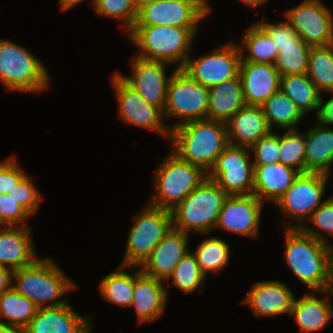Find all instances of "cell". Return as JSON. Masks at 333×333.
Masks as SVG:
<instances>
[{
  "mask_svg": "<svg viewBox=\"0 0 333 333\" xmlns=\"http://www.w3.org/2000/svg\"><path fill=\"white\" fill-rule=\"evenodd\" d=\"M173 152L201 167L206 173L228 145L224 122L199 119L180 124L170 131Z\"/></svg>",
  "mask_w": 333,
  "mask_h": 333,
  "instance_id": "cell-1",
  "label": "cell"
},
{
  "mask_svg": "<svg viewBox=\"0 0 333 333\" xmlns=\"http://www.w3.org/2000/svg\"><path fill=\"white\" fill-rule=\"evenodd\" d=\"M13 283L16 285L12 287L38 308L68 304L67 298L61 297L68 291L78 289L74 281L49 257L38 258L33 264L14 270Z\"/></svg>",
  "mask_w": 333,
  "mask_h": 333,
  "instance_id": "cell-2",
  "label": "cell"
},
{
  "mask_svg": "<svg viewBox=\"0 0 333 333\" xmlns=\"http://www.w3.org/2000/svg\"><path fill=\"white\" fill-rule=\"evenodd\" d=\"M197 29L168 25L133 26L128 37L138 48L137 57L170 66L177 62L176 68L182 69L190 56Z\"/></svg>",
  "mask_w": 333,
  "mask_h": 333,
  "instance_id": "cell-3",
  "label": "cell"
},
{
  "mask_svg": "<svg viewBox=\"0 0 333 333\" xmlns=\"http://www.w3.org/2000/svg\"><path fill=\"white\" fill-rule=\"evenodd\" d=\"M41 200V193L16 157L0 162V226L27 227L25 220L38 210Z\"/></svg>",
  "mask_w": 333,
  "mask_h": 333,
  "instance_id": "cell-4",
  "label": "cell"
},
{
  "mask_svg": "<svg viewBox=\"0 0 333 333\" xmlns=\"http://www.w3.org/2000/svg\"><path fill=\"white\" fill-rule=\"evenodd\" d=\"M284 233L289 269L312 291H321L333 260V246L316 240L300 228H284Z\"/></svg>",
  "mask_w": 333,
  "mask_h": 333,
  "instance_id": "cell-5",
  "label": "cell"
},
{
  "mask_svg": "<svg viewBox=\"0 0 333 333\" xmlns=\"http://www.w3.org/2000/svg\"><path fill=\"white\" fill-rule=\"evenodd\" d=\"M228 194L206 177L184 200L171 209L172 228L189 234L210 233Z\"/></svg>",
  "mask_w": 333,
  "mask_h": 333,
  "instance_id": "cell-6",
  "label": "cell"
},
{
  "mask_svg": "<svg viewBox=\"0 0 333 333\" xmlns=\"http://www.w3.org/2000/svg\"><path fill=\"white\" fill-rule=\"evenodd\" d=\"M163 159L154 174L156 190L152 192L148 204L171 210L202 183L207 173L201 167L181 159L173 151Z\"/></svg>",
  "mask_w": 333,
  "mask_h": 333,
  "instance_id": "cell-7",
  "label": "cell"
},
{
  "mask_svg": "<svg viewBox=\"0 0 333 333\" xmlns=\"http://www.w3.org/2000/svg\"><path fill=\"white\" fill-rule=\"evenodd\" d=\"M43 63L23 46L0 38V82L7 90L41 92L50 84Z\"/></svg>",
  "mask_w": 333,
  "mask_h": 333,
  "instance_id": "cell-8",
  "label": "cell"
},
{
  "mask_svg": "<svg viewBox=\"0 0 333 333\" xmlns=\"http://www.w3.org/2000/svg\"><path fill=\"white\" fill-rule=\"evenodd\" d=\"M126 242L123 266L139 267L172 228L171 210L146 204L133 219Z\"/></svg>",
  "mask_w": 333,
  "mask_h": 333,
  "instance_id": "cell-9",
  "label": "cell"
},
{
  "mask_svg": "<svg viewBox=\"0 0 333 333\" xmlns=\"http://www.w3.org/2000/svg\"><path fill=\"white\" fill-rule=\"evenodd\" d=\"M209 88L193 80L183 69L174 68L168 85L164 119L178 118L174 127L193 120L206 119Z\"/></svg>",
  "mask_w": 333,
  "mask_h": 333,
  "instance_id": "cell-10",
  "label": "cell"
},
{
  "mask_svg": "<svg viewBox=\"0 0 333 333\" xmlns=\"http://www.w3.org/2000/svg\"><path fill=\"white\" fill-rule=\"evenodd\" d=\"M330 175L320 172L299 173L291 187L276 201L280 213L291 217L297 224L284 223V228H300L311 214L321 206Z\"/></svg>",
  "mask_w": 333,
  "mask_h": 333,
  "instance_id": "cell-11",
  "label": "cell"
},
{
  "mask_svg": "<svg viewBox=\"0 0 333 333\" xmlns=\"http://www.w3.org/2000/svg\"><path fill=\"white\" fill-rule=\"evenodd\" d=\"M250 148L228 144L207 173L228 195H250L254 188V165Z\"/></svg>",
  "mask_w": 333,
  "mask_h": 333,
  "instance_id": "cell-12",
  "label": "cell"
},
{
  "mask_svg": "<svg viewBox=\"0 0 333 333\" xmlns=\"http://www.w3.org/2000/svg\"><path fill=\"white\" fill-rule=\"evenodd\" d=\"M137 4L134 26L198 27L199 21L211 12L207 0H161Z\"/></svg>",
  "mask_w": 333,
  "mask_h": 333,
  "instance_id": "cell-13",
  "label": "cell"
},
{
  "mask_svg": "<svg viewBox=\"0 0 333 333\" xmlns=\"http://www.w3.org/2000/svg\"><path fill=\"white\" fill-rule=\"evenodd\" d=\"M241 62L238 43L231 40L197 58L188 57L182 69L202 86L210 88L239 75Z\"/></svg>",
  "mask_w": 333,
  "mask_h": 333,
  "instance_id": "cell-14",
  "label": "cell"
},
{
  "mask_svg": "<svg viewBox=\"0 0 333 333\" xmlns=\"http://www.w3.org/2000/svg\"><path fill=\"white\" fill-rule=\"evenodd\" d=\"M283 14L306 44L311 47L333 44V13L320 0H304Z\"/></svg>",
  "mask_w": 333,
  "mask_h": 333,
  "instance_id": "cell-15",
  "label": "cell"
},
{
  "mask_svg": "<svg viewBox=\"0 0 333 333\" xmlns=\"http://www.w3.org/2000/svg\"><path fill=\"white\" fill-rule=\"evenodd\" d=\"M111 76V84L118 103V116L122 121L136 127L160 132L170 139V126H165L162 122L163 112L158 107L147 103L116 72Z\"/></svg>",
  "mask_w": 333,
  "mask_h": 333,
  "instance_id": "cell-16",
  "label": "cell"
},
{
  "mask_svg": "<svg viewBox=\"0 0 333 333\" xmlns=\"http://www.w3.org/2000/svg\"><path fill=\"white\" fill-rule=\"evenodd\" d=\"M132 76L116 72L120 78L147 103L158 107L162 112L167 101L168 85L171 78L166 75L167 63L152 61L134 56L131 60Z\"/></svg>",
  "mask_w": 333,
  "mask_h": 333,
  "instance_id": "cell-17",
  "label": "cell"
},
{
  "mask_svg": "<svg viewBox=\"0 0 333 333\" xmlns=\"http://www.w3.org/2000/svg\"><path fill=\"white\" fill-rule=\"evenodd\" d=\"M263 205L264 203L254 194L228 195L219 213L215 228L256 238Z\"/></svg>",
  "mask_w": 333,
  "mask_h": 333,
  "instance_id": "cell-18",
  "label": "cell"
},
{
  "mask_svg": "<svg viewBox=\"0 0 333 333\" xmlns=\"http://www.w3.org/2000/svg\"><path fill=\"white\" fill-rule=\"evenodd\" d=\"M189 234L171 228L138 267L144 274L166 281L176 265L189 252Z\"/></svg>",
  "mask_w": 333,
  "mask_h": 333,
  "instance_id": "cell-19",
  "label": "cell"
},
{
  "mask_svg": "<svg viewBox=\"0 0 333 333\" xmlns=\"http://www.w3.org/2000/svg\"><path fill=\"white\" fill-rule=\"evenodd\" d=\"M92 317L82 316L72 306L38 308L21 333H91Z\"/></svg>",
  "mask_w": 333,
  "mask_h": 333,
  "instance_id": "cell-20",
  "label": "cell"
},
{
  "mask_svg": "<svg viewBox=\"0 0 333 333\" xmlns=\"http://www.w3.org/2000/svg\"><path fill=\"white\" fill-rule=\"evenodd\" d=\"M295 296L279 280L255 282L240 303L249 306L255 317L290 315Z\"/></svg>",
  "mask_w": 333,
  "mask_h": 333,
  "instance_id": "cell-21",
  "label": "cell"
},
{
  "mask_svg": "<svg viewBox=\"0 0 333 333\" xmlns=\"http://www.w3.org/2000/svg\"><path fill=\"white\" fill-rule=\"evenodd\" d=\"M239 77L246 105L261 106L280 89V75L272 64L241 61Z\"/></svg>",
  "mask_w": 333,
  "mask_h": 333,
  "instance_id": "cell-22",
  "label": "cell"
},
{
  "mask_svg": "<svg viewBox=\"0 0 333 333\" xmlns=\"http://www.w3.org/2000/svg\"><path fill=\"white\" fill-rule=\"evenodd\" d=\"M138 271V272H137ZM134 272L133 301L138 323L152 322L159 318L166 307L168 290L165 282L137 270Z\"/></svg>",
  "mask_w": 333,
  "mask_h": 333,
  "instance_id": "cell-23",
  "label": "cell"
},
{
  "mask_svg": "<svg viewBox=\"0 0 333 333\" xmlns=\"http://www.w3.org/2000/svg\"><path fill=\"white\" fill-rule=\"evenodd\" d=\"M31 231L24 226H0V266L14 271L38 259Z\"/></svg>",
  "mask_w": 333,
  "mask_h": 333,
  "instance_id": "cell-24",
  "label": "cell"
},
{
  "mask_svg": "<svg viewBox=\"0 0 333 333\" xmlns=\"http://www.w3.org/2000/svg\"><path fill=\"white\" fill-rule=\"evenodd\" d=\"M225 125L228 144L249 148L272 131L262 107L255 105H245Z\"/></svg>",
  "mask_w": 333,
  "mask_h": 333,
  "instance_id": "cell-25",
  "label": "cell"
},
{
  "mask_svg": "<svg viewBox=\"0 0 333 333\" xmlns=\"http://www.w3.org/2000/svg\"><path fill=\"white\" fill-rule=\"evenodd\" d=\"M299 172L283 163L254 165L253 194L264 203L276 201L291 187Z\"/></svg>",
  "mask_w": 333,
  "mask_h": 333,
  "instance_id": "cell-26",
  "label": "cell"
},
{
  "mask_svg": "<svg viewBox=\"0 0 333 333\" xmlns=\"http://www.w3.org/2000/svg\"><path fill=\"white\" fill-rule=\"evenodd\" d=\"M246 105L239 75L209 88L207 118L226 123Z\"/></svg>",
  "mask_w": 333,
  "mask_h": 333,
  "instance_id": "cell-27",
  "label": "cell"
},
{
  "mask_svg": "<svg viewBox=\"0 0 333 333\" xmlns=\"http://www.w3.org/2000/svg\"><path fill=\"white\" fill-rule=\"evenodd\" d=\"M289 316H294L301 333H314L323 330L333 319V307L314 292L306 293L301 298L295 297Z\"/></svg>",
  "mask_w": 333,
  "mask_h": 333,
  "instance_id": "cell-28",
  "label": "cell"
},
{
  "mask_svg": "<svg viewBox=\"0 0 333 333\" xmlns=\"http://www.w3.org/2000/svg\"><path fill=\"white\" fill-rule=\"evenodd\" d=\"M306 172L330 175L333 164V128L318 123L306 132Z\"/></svg>",
  "mask_w": 333,
  "mask_h": 333,
  "instance_id": "cell-29",
  "label": "cell"
},
{
  "mask_svg": "<svg viewBox=\"0 0 333 333\" xmlns=\"http://www.w3.org/2000/svg\"><path fill=\"white\" fill-rule=\"evenodd\" d=\"M242 42L238 45L241 61L275 65L279 52L268 33L257 22L246 29Z\"/></svg>",
  "mask_w": 333,
  "mask_h": 333,
  "instance_id": "cell-30",
  "label": "cell"
},
{
  "mask_svg": "<svg viewBox=\"0 0 333 333\" xmlns=\"http://www.w3.org/2000/svg\"><path fill=\"white\" fill-rule=\"evenodd\" d=\"M261 107L271 130L273 125L285 131L296 130L305 116L282 89L271 95Z\"/></svg>",
  "mask_w": 333,
  "mask_h": 333,
  "instance_id": "cell-31",
  "label": "cell"
},
{
  "mask_svg": "<svg viewBox=\"0 0 333 333\" xmlns=\"http://www.w3.org/2000/svg\"><path fill=\"white\" fill-rule=\"evenodd\" d=\"M280 89L297 105L306 116L308 112L318 111L321 92L305 74L280 76Z\"/></svg>",
  "mask_w": 333,
  "mask_h": 333,
  "instance_id": "cell-32",
  "label": "cell"
},
{
  "mask_svg": "<svg viewBox=\"0 0 333 333\" xmlns=\"http://www.w3.org/2000/svg\"><path fill=\"white\" fill-rule=\"evenodd\" d=\"M38 307L13 287L0 294V321L20 332L35 316Z\"/></svg>",
  "mask_w": 333,
  "mask_h": 333,
  "instance_id": "cell-33",
  "label": "cell"
},
{
  "mask_svg": "<svg viewBox=\"0 0 333 333\" xmlns=\"http://www.w3.org/2000/svg\"><path fill=\"white\" fill-rule=\"evenodd\" d=\"M129 266L119 265L116 271L103 277L99 283V292L109 303L127 307L133 301L134 273H128Z\"/></svg>",
  "mask_w": 333,
  "mask_h": 333,
  "instance_id": "cell-34",
  "label": "cell"
},
{
  "mask_svg": "<svg viewBox=\"0 0 333 333\" xmlns=\"http://www.w3.org/2000/svg\"><path fill=\"white\" fill-rule=\"evenodd\" d=\"M307 75L321 93L333 92V44L310 48Z\"/></svg>",
  "mask_w": 333,
  "mask_h": 333,
  "instance_id": "cell-35",
  "label": "cell"
},
{
  "mask_svg": "<svg viewBox=\"0 0 333 333\" xmlns=\"http://www.w3.org/2000/svg\"><path fill=\"white\" fill-rule=\"evenodd\" d=\"M192 253L205 276L207 272L219 274V271L225 268L230 259L229 245L216 237L204 239Z\"/></svg>",
  "mask_w": 333,
  "mask_h": 333,
  "instance_id": "cell-36",
  "label": "cell"
},
{
  "mask_svg": "<svg viewBox=\"0 0 333 333\" xmlns=\"http://www.w3.org/2000/svg\"><path fill=\"white\" fill-rule=\"evenodd\" d=\"M306 132L300 133L298 129L287 130L279 135L280 163L296 169L299 173L306 172L305 163Z\"/></svg>",
  "mask_w": 333,
  "mask_h": 333,
  "instance_id": "cell-37",
  "label": "cell"
},
{
  "mask_svg": "<svg viewBox=\"0 0 333 333\" xmlns=\"http://www.w3.org/2000/svg\"><path fill=\"white\" fill-rule=\"evenodd\" d=\"M311 46L300 37L295 40V45H287L278 53L275 67L280 76L307 73L309 51Z\"/></svg>",
  "mask_w": 333,
  "mask_h": 333,
  "instance_id": "cell-38",
  "label": "cell"
},
{
  "mask_svg": "<svg viewBox=\"0 0 333 333\" xmlns=\"http://www.w3.org/2000/svg\"><path fill=\"white\" fill-rule=\"evenodd\" d=\"M205 275L201 272L195 256L189 251L176 265L174 271L166 280L171 281L183 293L188 294L204 285ZM171 279V280H170Z\"/></svg>",
  "mask_w": 333,
  "mask_h": 333,
  "instance_id": "cell-39",
  "label": "cell"
},
{
  "mask_svg": "<svg viewBox=\"0 0 333 333\" xmlns=\"http://www.w3.org/2000/svg\"><path fill=\"white\" fill-rule=\"evenodd\" d=\"M95 14L111 19H119L124 29L130 31L137 19V0H93Z\"/></svg>",
  "mask_w": 333,
  "mask_h": 333,
  "instance_id": "cell-40",
  "label": "cell"
},
{
  "mask_svg": "<svg viewBox=\"0 0 333 333\" xmlns=\"http://www.w3.org/2000/svg\"><path fill=\"white\" fill-rule=\"evenodd\" d=\"M309 221H311V224L313 223L317 229H315V227L311 228L306 226V223L302 224L300 229L316 240L333 246V244L324 237L325 235L322 234V231H324L329 235H333V196L326 199L325 202L311 214Z\"/></svg>",
  "mask_w": 333,
  "mask_h": 333,
  "instance_id": "cell-41",
  "label": "cell"
},
{
  "mask_svg": "<svg viewBox=\"0 0 333 333\" xmlns=\"http://www.w3.org/2000/svg\"><path fill=\"white\" fill-rule=\"evenodd\" d=\"M250 150L253 151V165H267L280 162L279 135L271 131L267 136L255 142Z\"/></svg>",
  "mask_w": 333,
  "mask_h": 333,
  "instance_id": "cell-42",
  "label": "cell"
},
{
  "mask_svg": "<svg viewBox=\"0 0 333 333\" xmlns=\"http://www.w3.org/2000/svg\"><path fill=\"white\" fill-rule=\"evenodd\" d=\"M257 23L268 33L278 52L287 45H295V40L299 37L287 20L279 23L261 20Z\"/></svg>",
  "mask_w": 333,
  "mask_h": 333,
  "instance_id": "cell-43",
  "label": "cell"
},
{
  "mask_svg": "<svg viewBox=\"0 0 333 333\" xmlns=\"http://www.w3.org/2000/svg\"><path fill=\"white\" fill-rule=\"evenodd\" d=\"M315 115L317 117V122L319 121V125L324 127L333 125V96L327 101H324L322 96H320L318 111Z\"/></svg>",
  "mask_w": 333,
  "mask_h": 333,
  "instance_id": "cell-44",
  "label": "cell"
},
{
  "mask_svg": "<svg viewBox=\"0 0 333 333\" xmlns=\"http://www.w3.org/2000/svg\"><path fill=\"white\" fill-rule=\"evenodd\" d=\"M13 283V270L0 266V294L10 290Z\"/></svg>",
  "mask_w": 333,
  "mask_h": 333,
  "instance_id": "cell-45",
  "label": "cell"
},
{
  "mask_svg": "<svg viewBox=\"0 0 333 333\" xmlns=\"http://www.w3.org/2000/svg\"><path fill=\"white\" fill-rule=\"evenodd\" d=\"M317 293H319L320 295L326 294L324 298H326L328 301L330 299V295L333 297V260L328 266L323 288L321 289V291H317Z\"/></svg>",
  "mask_w": 333,
  "mask_h": 333,
  "instance_id": "cell-46",
  "label": "cell"
},
{
  "mask_svg": "<svg viewBox=\"0 0 333 333\" xmlns=\"http://www.w3.org/2000/svg\"><path fill=\"white\" fill-rule=\"evenodd\" d=\"M85 0H60V8L62 11H68L69 9H72L74 6L77 4L82 3ZM91 4L93 3V0L90 2Z\"/></svg>",
  "mask_w": 333,
  "mask_h": 333,
  "instance_id": "cell-47",
  "label": "cell"
},
{
  "mask_svg": "<svg viewBox=\"0 0 333 333\" xmlns=\"http://www.w3.org/2000/svg\"><path fill=\"white\" fill-rule=\"evenodd\" d=\"M0 333H21L18 329L13 328L0 321Z\"/></svg>",
  "mask_w": 333,
  "mask_h": 333,
  "instance_id": "cell-48",
  "label": "cell"
},
{
  "mask_svg": "<svg viewBox=\"0 0 333 333\" xmlns=\"http://www.w3.org/2000/svg\"><path fill=\"white\" fill-rule=\"evenodd\" d=\"M243 4H245L248 7H256V6H261L264 5L268 0H239Z\"/></svg>",
  "mask_w": 333,
  "mask_h": 333,
  "instance_id": "cell-49",
  "label": "cell"
},
{
  "mask_svg": "<svg viewBox=\"0 0 333 333\" xmlns=\"http://www.w3.org/2000/svg\"><path fill=\"white\" fill-rule=\"evenodd\" d=\"M155 1H161V0H137V3H149V2H155Z\"/></svg>",
  "mask_w": 333,
  "mask_h": 333,
  "instance_id": "cell-50",
  "label": "cell"
}]
</instances>
